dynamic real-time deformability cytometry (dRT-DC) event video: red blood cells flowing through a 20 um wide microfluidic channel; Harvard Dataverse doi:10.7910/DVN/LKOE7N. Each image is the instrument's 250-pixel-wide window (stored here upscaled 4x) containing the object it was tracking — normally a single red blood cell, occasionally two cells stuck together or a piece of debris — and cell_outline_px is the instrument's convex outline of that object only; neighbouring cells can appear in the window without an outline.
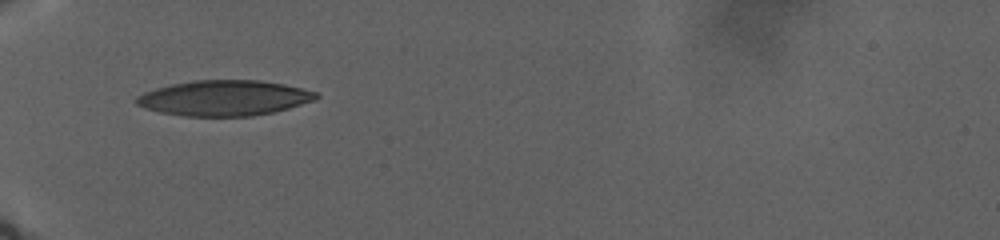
{"species": "human", "species_latin": "Homo sapiens", "temperature_condition": "warm", "stored_images_in_passage": 37, "camera_frame_rate_fps": 3000, "um_per_image_px": 0.085, "donor": {"sex": "male"}, "frame": {"image": 1, "passage_image": 1, "time_ms": 0.0, "image_size_px": [1000, 240], "cell_outline_px": [[320, 96], [316, 100], [288, 108], [272, 112], [252, 116], [184, 116], [160, 112], [144, 108], [136, 104], [136, 96], [144, 92], [156, 88], [172, 84], [192, 80], [260, 80], [284, 84], [320, 92]], "centroid_in_image_um": [19.08, 8.32], "position_along_channel_um": 65.9, "area_um2": 37.22}}
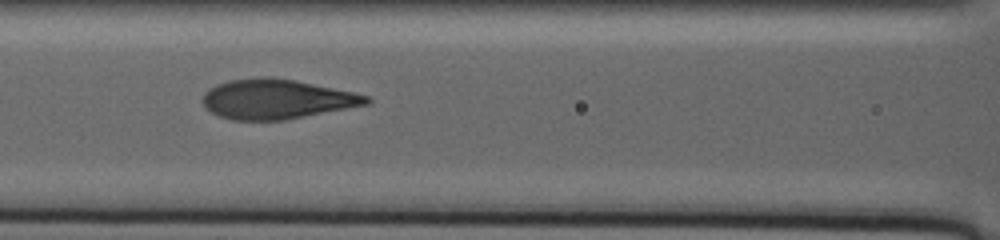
{"frame": {"image": 2, "passage_image": 28, "time_ms": 5.0, "image_size_px": [1000, 240], "cell_outline_px": [[372, 100], [368, 104], [284, 120], [232, 120], [220, 116], [212, 112], [204, 104], [204, 92], [208, 88], [216, 84], [228, 80], [260, 76], [268, 76], [296, 80], [356, 92], [368, 96]], "centroid_in_image_um": [23.52, 8.4], "position_along_channel_um": 143.1, "area_um2": 37.92}}
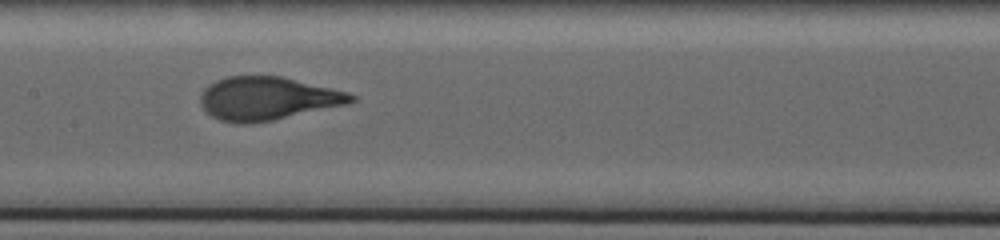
{"frame": {"image": 3, "passage_image": 36, "time_ms": 7.333, "image_size_px": [1000, 240], "cell_outline_px": [[356, 100], [348, 104], [272, 120], [252, 124], [236, 124], [220, 120], [212, 116], [200, 104], [200, 96], [204, 88], [208, 84], [216, 80], [228, 76], [280, 76], [348, 92], [356, 96]], "centroid_in_image_um": [22.71, 8.38], "position_along_channel_um": 184.7, "area_um2": 37.92}}